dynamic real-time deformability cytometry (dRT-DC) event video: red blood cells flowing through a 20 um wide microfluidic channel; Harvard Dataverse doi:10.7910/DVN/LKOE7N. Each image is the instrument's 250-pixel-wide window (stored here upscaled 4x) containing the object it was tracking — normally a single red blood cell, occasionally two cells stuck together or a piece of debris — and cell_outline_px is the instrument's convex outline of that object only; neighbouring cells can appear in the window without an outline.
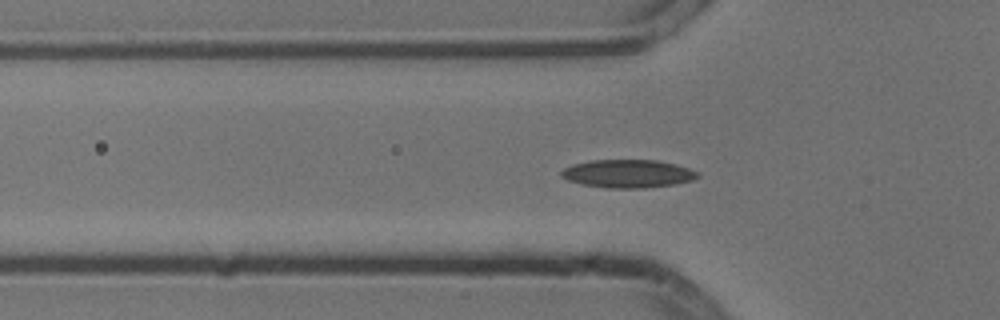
{"species": "common noctule bat (a hibernating species)", "species_latin": "Nyctalus noctula", "temperature_condition": "cold", "stored_images_in_passage": 45, "camera_frame_rate_fps": 3000, "um_per_image_px": 0.085, "animal": {"sex": "male", "body_mass_g": 13.3}, "frame": {"image": 1, "passage_image": 7, "time_ms": 2.0, "image_size_px": [1000, 320], "cell_outline_px": [[700, 176], [692, 180], [672, 184], [644, 188], [604, 188], [580, 184], [568, 180], [560, 176], [560, 172], [564, 168], [572, 164], [592, 160], [656, 160], [676, 164], [700, 172]], "centroid_in_image_um": [53.35, 14.76], "position_along_channel_um": 72.5, "area_um2": 22.43}}
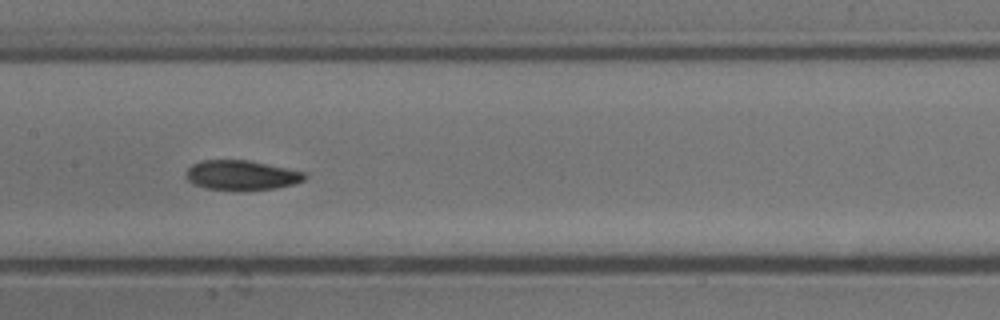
{"frame": {"image": 2, "passage_image": 16, "time_ms": 5.0, "image_size_px": [1000, 320], "cell_outline_px": [[308, 176], [304, 180], [292, 184], [276, 188], [236, 192], [204, 188], [192, 184], [184, 176], [184, 172], [192, 164], [200, 160], [248, 160], [308, 172]], "centroid_in_image_um": [20.5, 14.91], "position_along_channel_um": 186.9, "area_um2": 21.27}}
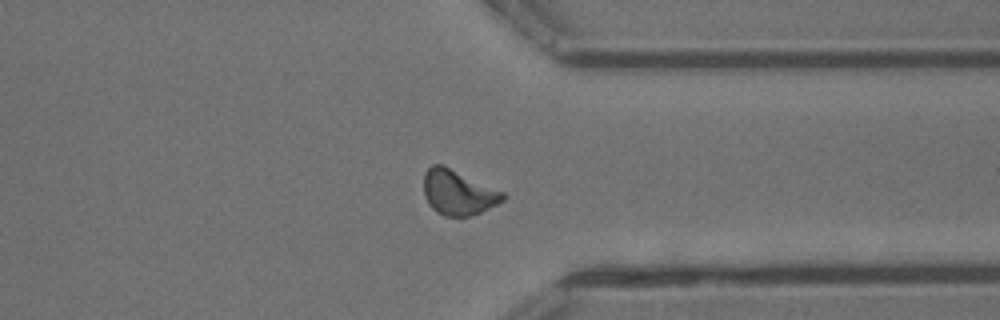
{"frame": {"image": 3, "passage_image": 31, "time_ms": 10.0, "image_size_px": [1000, 320], "cell_outline_px": [[504, 200], [480, 212], [468, 216], [444, 216], [436, 212], [428, 204], [424, 196], [424, 172], [432, 164], [444, 164], [504, 192]], "centroid_in_image_um": [38.9, 16.34], "position_along_channel_um": 372.5, "area_um2": 20.81}, "authors_computed_cell_mechanics": {"area_um2": 20.2878, "velocity_mm_per_s": 3.7678, "shape_relaxation_time_tau1_ms": 7.7934, "shape_relaxation_time_tau2_ms": 3.6381, "deformation_change_tau1": 0.1595, "deformation_change_tau2": 0.0869}}